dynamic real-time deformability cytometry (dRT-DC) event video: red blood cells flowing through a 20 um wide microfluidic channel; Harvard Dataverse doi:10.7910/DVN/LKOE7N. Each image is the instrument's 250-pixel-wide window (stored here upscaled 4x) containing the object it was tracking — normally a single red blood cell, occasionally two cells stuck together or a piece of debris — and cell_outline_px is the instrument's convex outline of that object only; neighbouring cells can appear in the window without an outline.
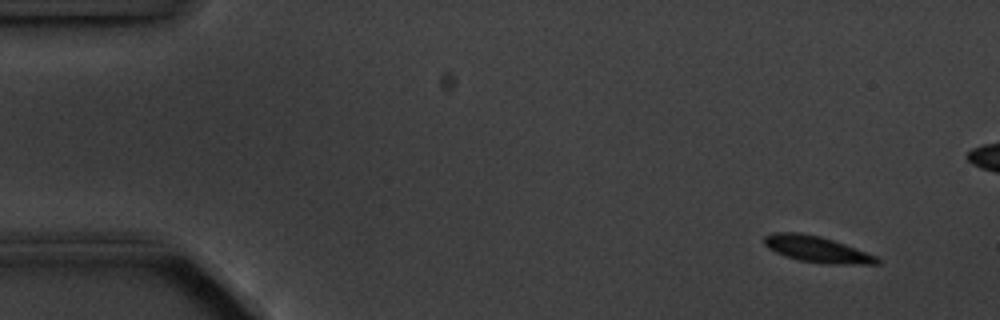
{"species": "common noctule bat (a hibernating species)", "species_latin": "Nyctalus noctula", "temperature_condition": "cold", "stored_images_in_passage": 5, "camera_frame_rate_fps": 3000, "um_per_image_px": 0.085, "animal": {"sex": "male", "body_mass_g": 20.1, "forearm_length_mm": 53.5}, "frame": {"image": 1, "passage_image": 1, "time_ms": 0.0, "image_size_px": [1000, 320], "cell_outline_px": [[880, 264], [828, 264], [800, 260], [784, 256], [768, 248], [764, 244], [764, 236], [772, 232], [800, 232], [820, 236], [856, 248], [876, 256], [880, 260]], "centroid_in_image_um": [69.41, 21.18], "position_along_channel_um": 15.6, "area_um2": 17.17}}